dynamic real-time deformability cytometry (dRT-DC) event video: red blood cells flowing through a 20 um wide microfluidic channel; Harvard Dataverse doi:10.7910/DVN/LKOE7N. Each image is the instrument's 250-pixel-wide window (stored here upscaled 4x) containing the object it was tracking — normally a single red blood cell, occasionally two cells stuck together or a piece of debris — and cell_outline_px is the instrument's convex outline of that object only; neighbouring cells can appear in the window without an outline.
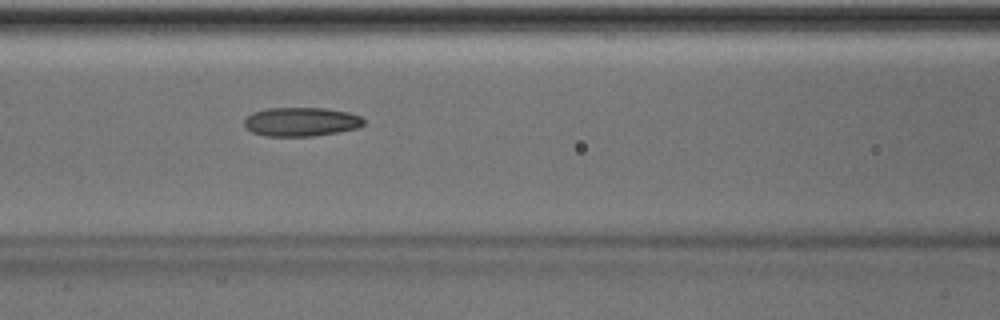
{"species": "Egyptian fruit bat (a non-hibernating species)", "species_latin": "Rousettus aegyptiacus", "temperature_condition": "room temperature", "stored_images_in_passage": 50, "camera_frame_rate_fps": 3000, "um_per_image_px": 0.085, "animal": {"sex": "male"}, "frame": {"image": 1, "passage_image": 22, "time_ms": 7.0, "image_size_px": [1000, 320], "cell_outline_px": [[364, 124], [356, 128], [336, 132], [312, 136], [264, 136], [252, 132], [244, 124], [244, 120], [252, 112], [264, 108], [324, 108], [348, 112], [360, 116], [364, 120]], "centroid_in_image_um": [25.57, 10.34], "position_along_channel_um": 141.0, "area_um2": 20.06}}
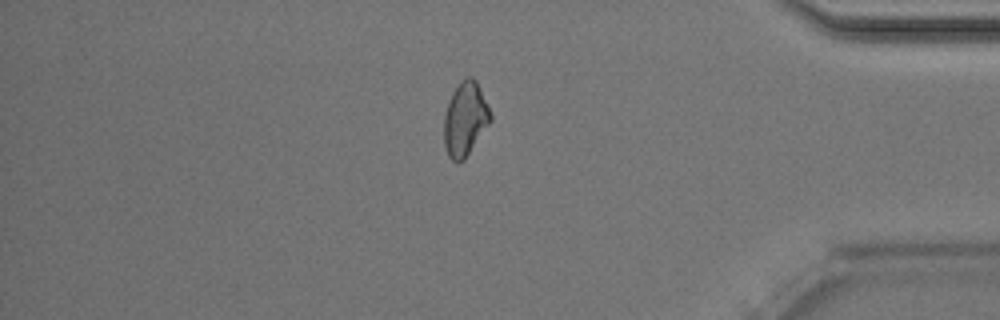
{"frame": {"image": 2, "passage_image": 43, "time_ms": 14.0, "image_size_px": [1000, 320], "cell_outline_px": [[492, 120], [464, 160], [456, 164], [448, 156], [444, 144], [444, 116], [452, 92], [460, 80], [468, 76], [472, 76], [476, 80], [492, 112]], "centroid_in_image_um": [39.55, 10.11], "position_along_channel_um": 395.6, "area_um2": 20.23}, "authors_computed_cell_mechanics": {"area_um2": 20.519, "velocity_mm_per_s": 4.051, "shape_relaxation_time_tau1_ms": 7.2841, "shape_relaxation_time_tau2_ms": 3.3176, "deformation_change_tau1": 0.1415, "deformation_change_tau2": 0.1019}}